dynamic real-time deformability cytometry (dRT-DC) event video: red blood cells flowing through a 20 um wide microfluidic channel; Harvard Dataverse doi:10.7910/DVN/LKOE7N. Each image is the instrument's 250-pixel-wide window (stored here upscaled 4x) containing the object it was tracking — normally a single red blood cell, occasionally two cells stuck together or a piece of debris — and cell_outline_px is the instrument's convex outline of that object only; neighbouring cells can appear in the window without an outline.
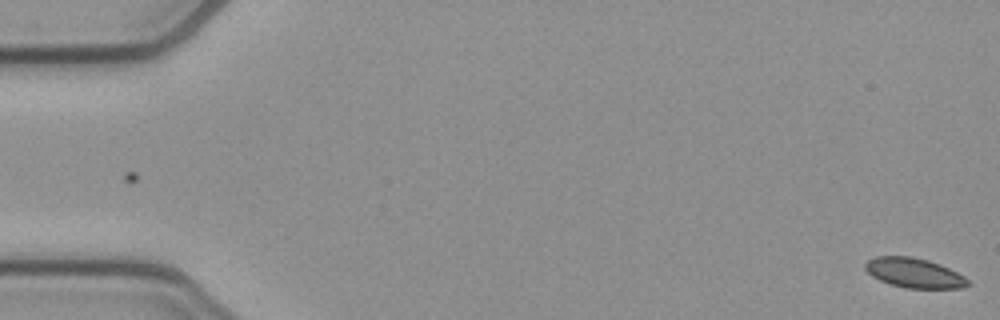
{"species": "common noctule bat (a hibernating species)", "species_latin": "Nyctalus noctula", "temperature_condition": "cold", "stored_images_in_passage": 55, "camera_frame_rate_fps": 3000, "um_per_image_px": 0.085, "animal": {"sex": "female", "body_mass_g": 21.9}, "frame": {"image": 1, "passage_image": 1, "time_ms": 0.0, "image_size_px": [1000, 320], "cell_outline_px": [[972, 284], [964, 288], [904, 288], [880, 280], [872, 276], [864, 268], [864, 264], [868, 260], [876, 256], [912, 256], [928, 260], [940, 264], [964, 276]], "centroid_in_image_um": [77.72, 23.2], "position_along_channel_um": 7.3, "area_um2": 17.8}}
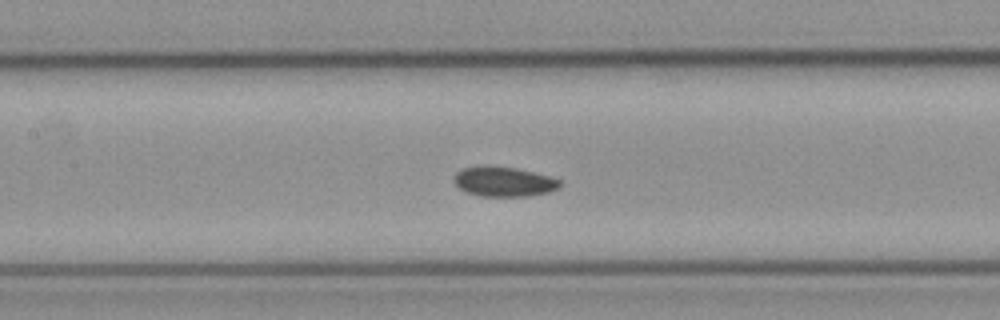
{"frame": {"image": 2, "passage_image": 25, "time_ms": 8.0, "image_size_px": [1000, 320], "cell_outline_px": [[564, 184], [560, 188], [548, 192], [528, 196], [480, 196], [468, 192], [460, 188], [452, 180], [452, 176], [460, 168], [484, 164], [488, 164], [516, 168], [548, 176], [560, 180]], "centroid_in_image_um": [42.79, 15.41], "position_along_channel_um": 164.6, "area_um2": 18.79}}
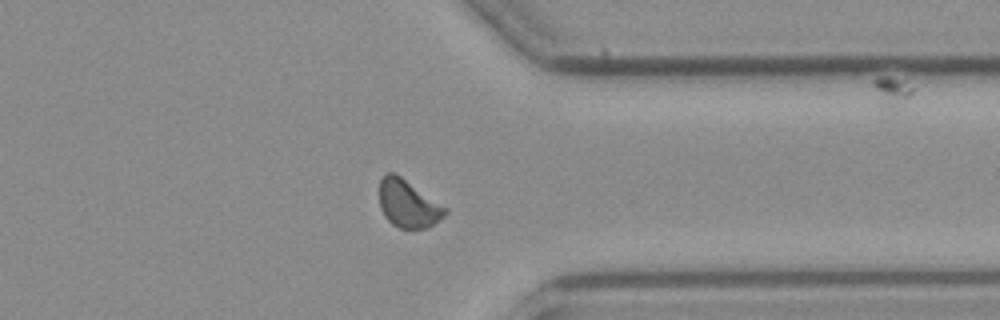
{"frame": {"image": 3, "passage_image": 42, "time_ms": 13.667, "image_size_px": [1000, 320], "cell_outline_px": [[448, 212], [444, 216], [428, 228], [400, 228], [392, 224], [384, 216], [380, 208], [380, 180], [388, 172], [396, 172], [448, 208]], "centroid_in_image_um": [34.7, 17.3], "position_along_channel_um": 376.7, "area_um2": 18.38}}